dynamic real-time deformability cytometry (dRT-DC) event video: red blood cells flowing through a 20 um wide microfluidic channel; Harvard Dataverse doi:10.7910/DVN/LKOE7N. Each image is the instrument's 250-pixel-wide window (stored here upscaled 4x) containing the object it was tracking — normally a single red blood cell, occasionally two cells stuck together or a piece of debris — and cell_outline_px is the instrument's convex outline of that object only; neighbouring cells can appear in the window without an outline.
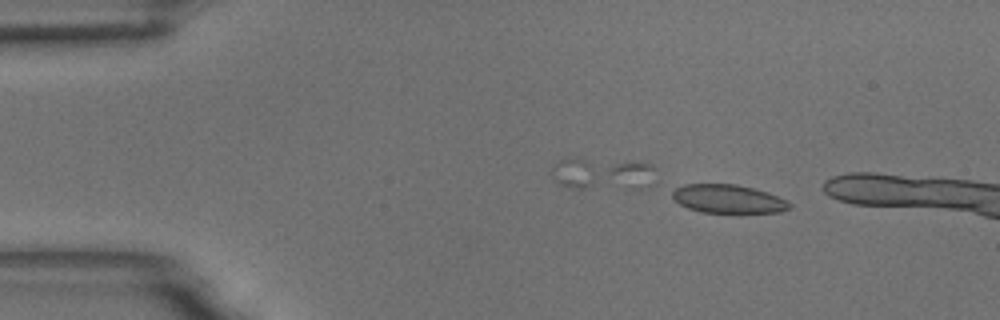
{"species": "common noctule bat (a hibernating species)", "species_latin": "Nyctalus noctula", "temperature_condition": "room temperature", "stored_images_in_passage": 5, "camera_frame_rate_fps": 3000, "um_per_image_px": 0.085, "animal": {"sex": "male", "body_mass_g": 18.8}, "frame": {"image": 1, "passage_image": 3, "time_ms": 0.667, "image_size_px": [1000, 320], "cell_outline_px": [[792, 208], [780, 212], [700, 212], [688, 208], [680, 204], [672, 196], [672, 192], [676, 188], [684, 184], [736, 184], [768, 192], [792, 204]], "centroid_in_image_um": [61.89, 16.9], "position_along_channel_um": 23.1, "area_um2": 19.25}}